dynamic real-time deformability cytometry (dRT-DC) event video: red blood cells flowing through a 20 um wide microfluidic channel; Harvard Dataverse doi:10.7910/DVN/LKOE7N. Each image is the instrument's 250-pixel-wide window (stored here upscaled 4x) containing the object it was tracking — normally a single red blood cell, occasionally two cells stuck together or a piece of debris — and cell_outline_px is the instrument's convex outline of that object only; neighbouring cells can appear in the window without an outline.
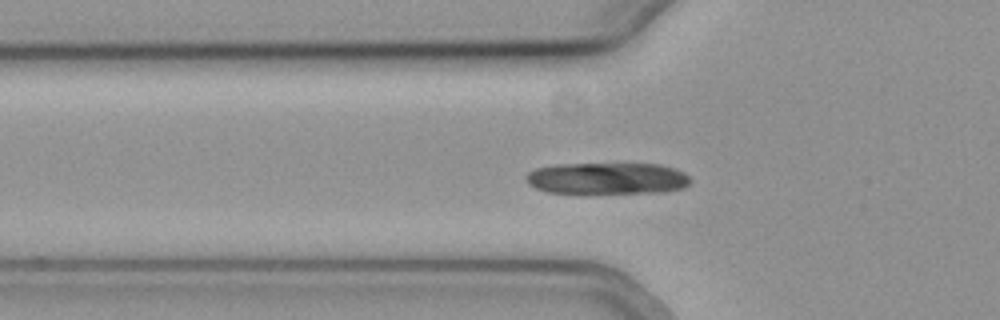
{"species": "common noctule bat (a hibernating species)", "species_latin": "Nyctalus noctula", "temperature_condition": "cold", "stored_images_in_passage": 48, "camera_frame_rate_fps": 3000, "um_per_image_px": 0.085, "animal": {"sex": "female", "body_mass_g": 19.3, "forearm_length_mm": 54.1}, "frame": {"image": 1, "passage_image": 20, "time_ms": 6.333, "image_size_px": [1000, 320], "cell_outline_px": [[692, 180], [684, 188], [664, 192], [548, 192], [536, 188], [528, 184], [524, 176], [528, 172], [536, 168], [556, 164], [660, 164], [676, 168], [684, 172]], "centroid_in_image_um": [51.63, 15.14], "position_along_channel_um": 74.2, "area_um2": 30.17}}
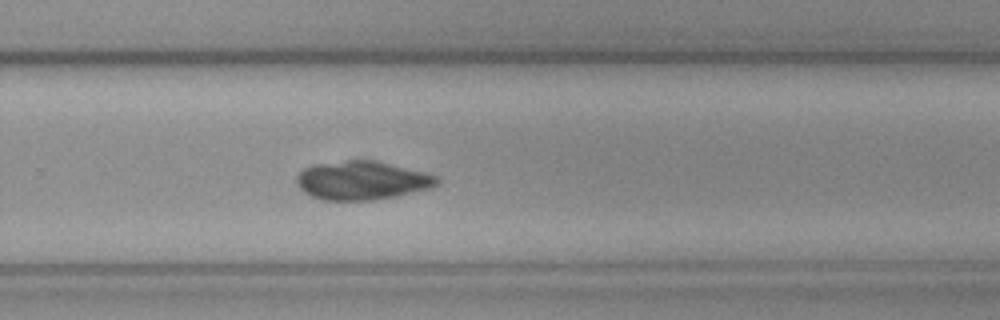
{"frame": {"image": 2, "passage_image": 38, "time_ms": 12.333, "image_size_px": [1000, 320], "cell_outline_px": [[440, 184], [428, 188], [396, 196], [372, 200], [324, 200], [312, 196], [304, 192], [296, 184], [296, 176], [304, 168], [312, 164], [348, 160], [376, 160], [424, 172], [436, 176], [440, 180]], "centroid_in_image_um": [30.74, 15.33], "position_along_channel_um": 299.1, "area_um2": 31.62}}
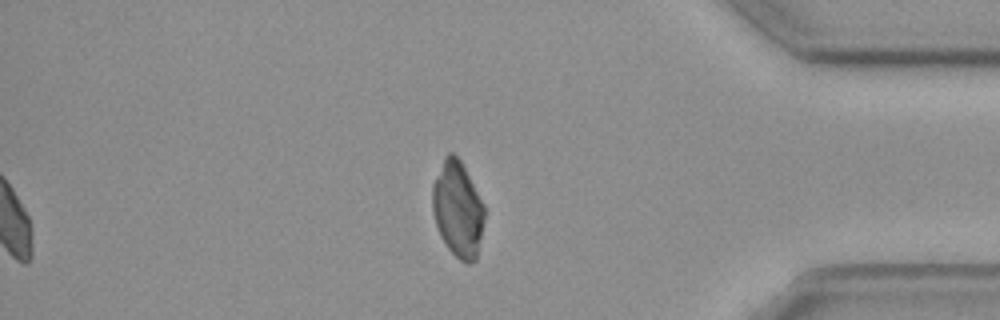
{"frame": {"image": 3, "passage_image": 48, "time_ms": 15.667, "image_size_px": [1000, 320], "cell_outline_px": [[484, 216], [476, 260], [472, 264], [468, 264], [460, 260], [448, 248], [440, 236], [436, 224], [432, 208], [432, 184], [444, 156], [448, 152], [452, 152], [460, 160], [484, 204]], "centroid_in_image_um": [38.89, 17.78], "position_along_channel_um": 396.3, "area_um2": 28.84}}